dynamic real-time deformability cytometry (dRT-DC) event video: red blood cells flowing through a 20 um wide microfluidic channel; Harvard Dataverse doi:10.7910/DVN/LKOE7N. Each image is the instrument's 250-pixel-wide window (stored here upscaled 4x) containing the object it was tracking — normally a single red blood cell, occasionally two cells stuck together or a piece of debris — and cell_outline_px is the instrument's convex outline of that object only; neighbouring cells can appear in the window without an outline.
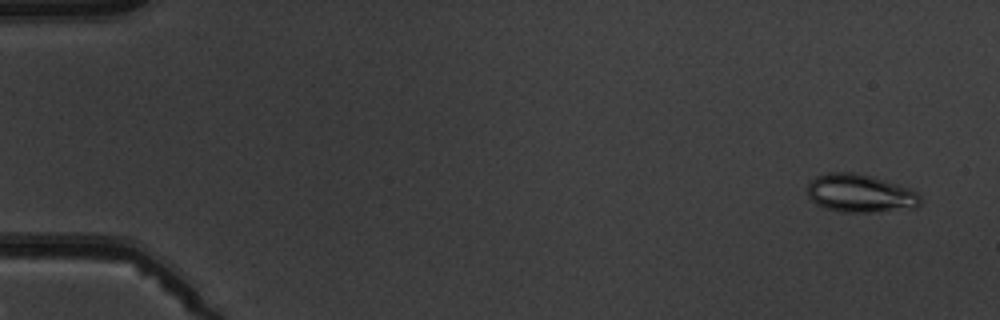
{"species": "common noctule bat (a hibernating species)", "species_latin": "Nyctalus noctula", "temperature_condition": "warm", "stored_images_in_passage": 6, "camera_frame_rate_fps": 3000, "um_per_image_px": 0.085, "animal": {"sex": "male", "body_mass_g": 19.5, "forearm_length_mm": 54.6}, "frame": {"image": 1, "passage_image": 1, "time_ms": 0.0, "image_size_px": [1000, 320], "cell_outline_px": [[920, 204], [916, 208], [868, 212], [840, 212], [824, 208], [816, 204], [808, 196], [808, 184], [816, 176], [828, 172], [852, 172], [872, 176], [912, 188], [920, 196]], "centroid_in_image_um": [73.12, 16.43], "position_along_channel_um": 11.9, "area_um2": 25.26}}